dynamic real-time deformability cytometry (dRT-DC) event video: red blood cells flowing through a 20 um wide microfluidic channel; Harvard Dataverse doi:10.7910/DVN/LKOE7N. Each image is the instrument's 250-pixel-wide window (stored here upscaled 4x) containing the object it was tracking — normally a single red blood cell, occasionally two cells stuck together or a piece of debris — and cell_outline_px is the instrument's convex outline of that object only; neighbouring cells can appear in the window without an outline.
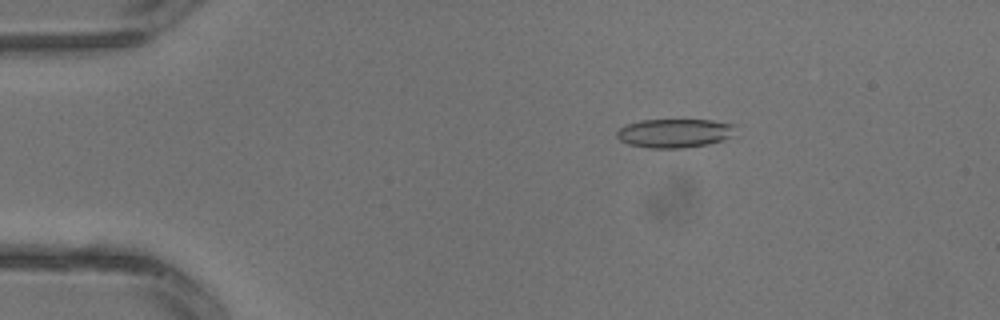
{"species": "common noctule bat (a hibernating species)", "species_latin": "Nyctalus noctula", "temperature_condition": "warm", "stored_images_in_passage": 3, "camera_frame_rate_fps": 3000, "um_per_image_px": 0.085, "animal": {"sex": "male", "body_mass_g": 13.3}, "frame": {"image": 1, "passage_image": 2, "time_ms": 0.333, "image_size_px": [1000, 320], "cell_outline_px": [[740, 124], [724, 140], [708, 144], [684, 148], [652, 148], [628, 144], [620, 140], [616, 136], [616, 132], [624, 124], [640, 120], [712, 120]], "centroid_in_image_um": [57.34, 11.31], "position_along_channel_um": 27.7, "area_um2": 20.11}}